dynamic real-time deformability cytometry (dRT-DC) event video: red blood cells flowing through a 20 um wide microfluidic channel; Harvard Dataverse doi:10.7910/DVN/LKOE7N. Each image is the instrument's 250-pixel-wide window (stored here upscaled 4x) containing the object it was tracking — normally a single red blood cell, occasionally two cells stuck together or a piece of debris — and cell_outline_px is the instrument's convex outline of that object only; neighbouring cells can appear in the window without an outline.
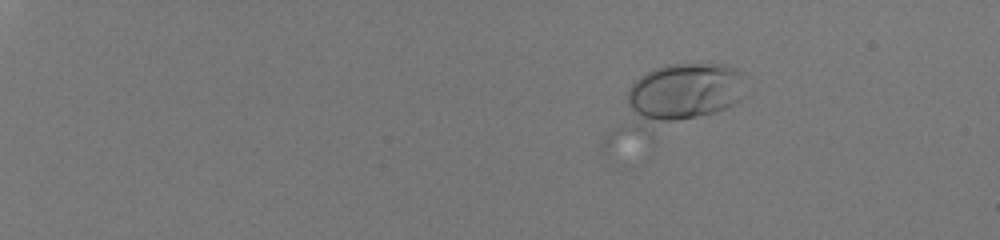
{"species": "human", "species_latin": "Homo sapiens", "temperature_condition": "room temperature", "stored_images_in_passage": 29, "camera_frame_rate_fps": 3000, "um_per_image_px": 0.085, "donor": {"sex": "male"}, "frame": {"image": 1, "passage_image": 1, "time_ms": 0.0, "image_size_px": [1000, 240], "cell_outline_px": [[740, 100], [736, 104], [728, 108], [652, 144], [604, 156], [600, 148], [604, 136], [632, 84], [640, 76], [656, 68], [668, 64], [724, 64], [736, 68], [740, 72]], "centroid_in_image_um": [57.0, 8.8], "position_along_channel_um": 28.0, "area_um2": 56.01}}
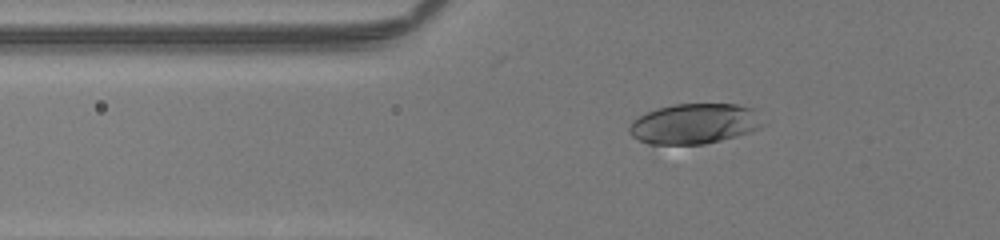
{"frame": {"image": 2, "passage_image": 15, "time_ms": 4.667, "image_size_px": [1000, 240], "cell_outline_px": [[764, 124], [760, 128], [736, 136], [704, 144], [648, 144], [632, 136], [628, 132], [628, 128], [632, 120], [648, 112], [660, 108], [676, 104], [736, 104], [756, 108]], "centroid_in_image_um": [59.05, 10.51], "position_along_channel_um": 66.7, "area_um2": 31.33}}
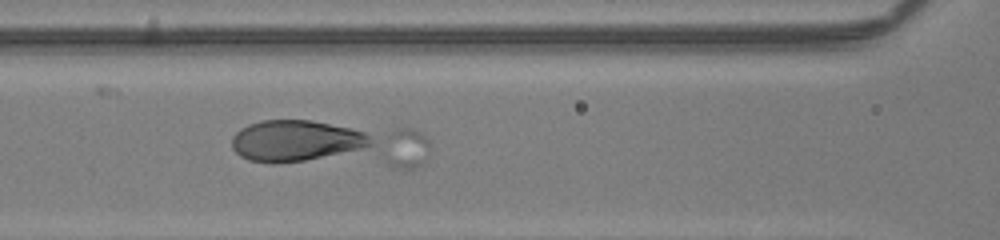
{"frame": {"image": 3, "passage_image": 22, "time_ms": 7.0, "image_size_px": [1000, 240], "cell_outline_px": [[428, 152], [424, 160], [416, 168], [400, 168], [272, 164], [248, 160], [240, 156], [232, 148], [232, 136], [240, 128], [248, 124], [264, 120], [312, 120], [412, 128], [420, 132], [428, 140]], "centroid_in_image_um": [28.08, 12.26], "position_along_channel_um": 138.5, "area_um2": 57.34}}